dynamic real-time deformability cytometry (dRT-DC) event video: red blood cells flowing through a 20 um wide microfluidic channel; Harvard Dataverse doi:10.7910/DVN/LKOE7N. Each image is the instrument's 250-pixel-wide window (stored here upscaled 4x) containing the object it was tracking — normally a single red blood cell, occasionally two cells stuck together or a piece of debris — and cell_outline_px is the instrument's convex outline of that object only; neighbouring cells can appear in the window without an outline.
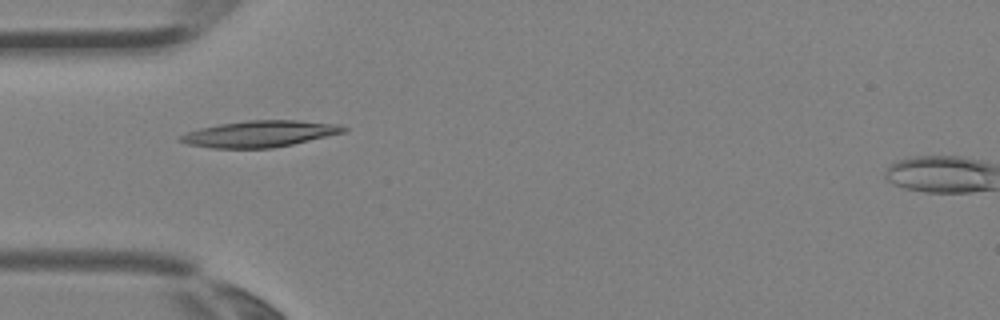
{"species": "Egyptian fruit bat (a non-hibernating species)", "species_latin": "Rousettus aegyptiacus", "temperature_condition": "room temperature", "stored_images_in_passage": 1, "camera_frame_rate_fps": 3000, "um_per_image_px": 0.085, "animal": {"sex": "female"}, "frame": {"image": 1, "passage_image": 1, "time_ms": 0.0, "image_size_px": [1000, 320], "cell_outline_px": [[348, 128], [344, 132], [292, 144], [272, 148], [212, 148], [188, 144], [176, 140], [176, 136], [200, 128], [220, 124], [248, 120], [296, 120], [336, 124]], "centroid_in_image_um": [22.01, 11.38], "position_along_channel_um": 63.0, "area_um2": 24.91}}